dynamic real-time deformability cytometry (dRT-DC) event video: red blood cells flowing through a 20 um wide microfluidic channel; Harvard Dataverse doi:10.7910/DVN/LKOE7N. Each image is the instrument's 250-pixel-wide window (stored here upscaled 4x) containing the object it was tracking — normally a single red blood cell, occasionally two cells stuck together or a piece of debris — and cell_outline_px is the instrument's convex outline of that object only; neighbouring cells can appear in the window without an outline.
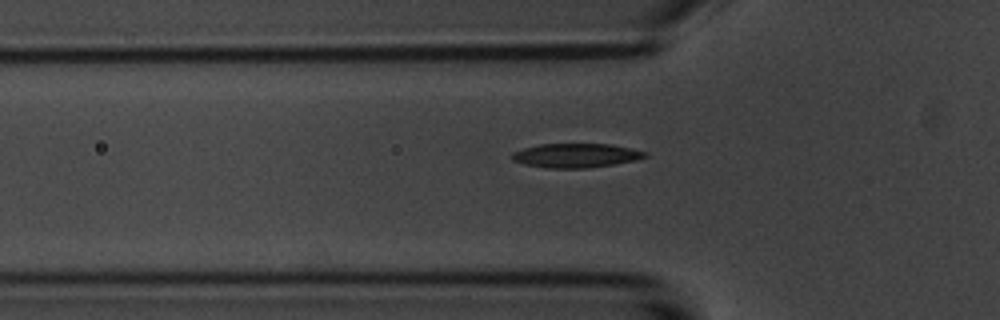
{"species": "common noctule bat (a hibernating species)", "species_latin": "Nyctalus noctula", "temperature_condition": "room temperature", "stored_images_in_passage": 32, "camera_frame_rate_fps": 3000, "um_per_image_px": 0.085, "animal": {"sex": "male", "body_mass_g": 20.1, "forearm_length_mm": 53.5}, "frame": {"image": 1, "passage_image": 2, "time_ms": 0.333, "image_size_px": [1000, 320], "cell_outline_px": [[648, 156], [636, 160], [612, 164], [584, 168], [548, 168], [524, 164], [512, 160], [512, 152], [524, 148], [540, 144], [608, 144], [648, 152]], "centroid_in_image_um": [48.93, 13.21], "position_along_channel_um": 76.9, "area_um2": 18.5}}
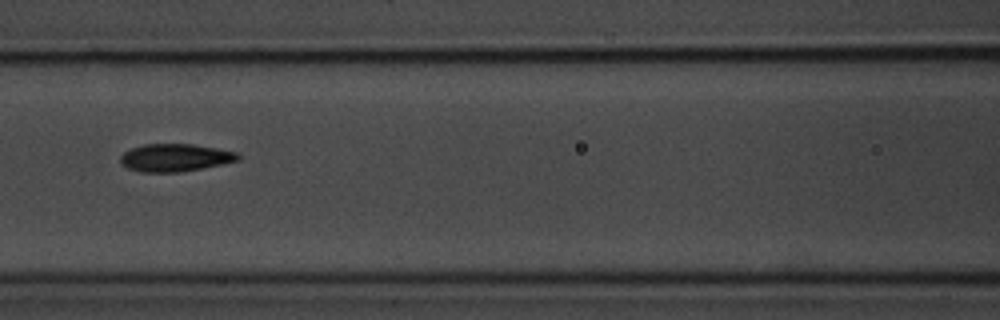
{"frame": {"image": 2, "passage_image": 8, "time_ms": 2.333, "image_size_px": [1000, 320], "cell_outline_px": [[240, 160], [180, 172], [140, 172], [128, 168], [120, 164], [120, 156], [124, 152], [132, 148], [144, 144], [192, 144], [216, 148], [236, 152], [240, 156]], "centroid_in_image_um": [14.84, 13.4], "position_along_channel_um": 151.8, "area_um2": 18.84}}
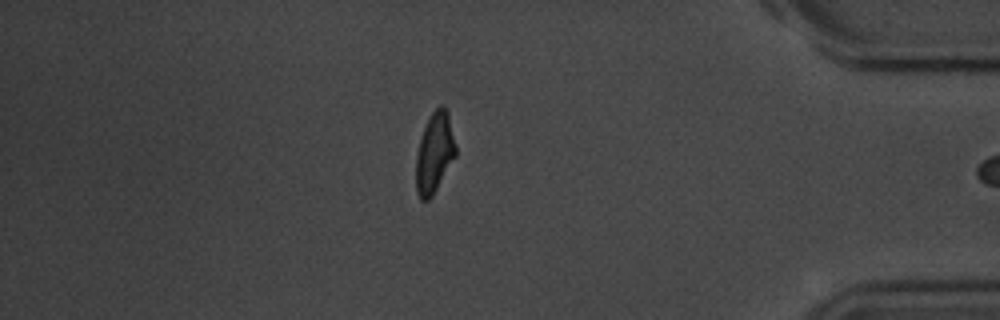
{"frame": {"image": 3, "passage_image": 31, "time_ms": 10.0, "image_size_px": [1000, 320], "cell_outline_px": [[456, 156], [432, 196], [428, 200], [420, 200], [416, 192], [416, 156], [420, 140], [428, 116], [440, 104], [444, 104], [448, 112], [456, 148]], "centroid_in_image_um": [36.93, 12.98], "position_along_channel_um": 398.3, "area_um2": 18.61}}